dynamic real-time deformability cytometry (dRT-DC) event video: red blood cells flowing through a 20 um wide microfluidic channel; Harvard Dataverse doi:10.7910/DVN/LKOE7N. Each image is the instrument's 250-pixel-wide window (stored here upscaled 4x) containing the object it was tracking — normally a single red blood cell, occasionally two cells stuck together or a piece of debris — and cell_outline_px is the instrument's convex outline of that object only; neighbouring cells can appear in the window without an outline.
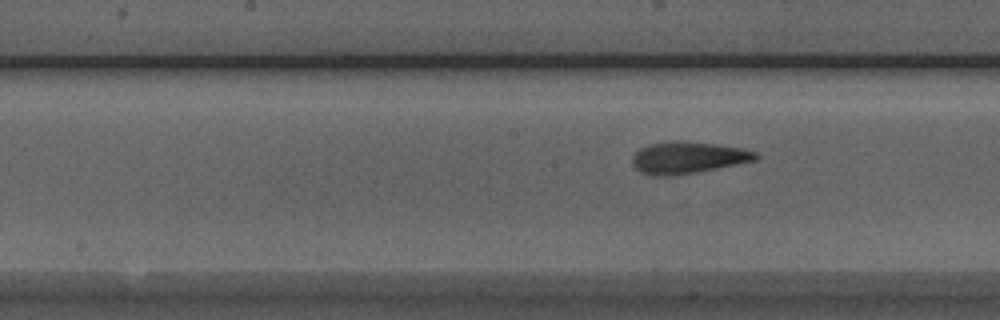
{"species": "Egyptian fruit bat (a non-hibernating species)", "species_latin": "Rousettus aegyptiacus", "temperature_condition": "room temperature", "stored_images_in_passage": 7, "segment_of_instrument_passage": [2, 2], "camera_frame_rate_fps": 3000, "um_per_image_px": 0.085, "animal": {"sex": "male"}, "frame": {"image": 1, "passage_image": 7, "time_ms": 8.0, "image_size_px": [1000, 320], "cell_outline_px": [[760, 156], [756, 160], [676, 176], [652, 176], [640, 172], [632, 164], [632, 156], [640, 148], [648, 144], [716, 144], [744, 148], [756, 152]], "centroid_in_image_um": [58.48, 13.45], "position_along_channel_um": 189.7, "area_um2": 22.02}}